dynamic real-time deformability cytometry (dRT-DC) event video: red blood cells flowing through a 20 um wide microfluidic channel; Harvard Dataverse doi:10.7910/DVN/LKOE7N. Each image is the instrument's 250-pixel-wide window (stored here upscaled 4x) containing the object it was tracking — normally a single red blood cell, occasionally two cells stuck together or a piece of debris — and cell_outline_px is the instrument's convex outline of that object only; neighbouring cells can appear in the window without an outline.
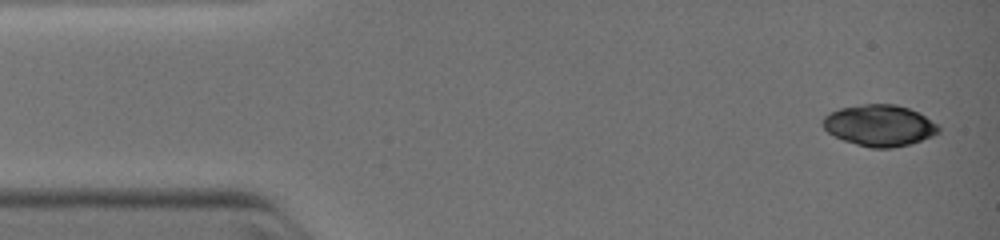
{"species": "common noctule bat (a hibernating species)", "species_latin": "Nyctalus noctula", "temperature_condition": "warm", "stored_images_in_passage": 22, "camera_frame_rate_fps": 3000, "um_per_image_px": 0.085, "animal": {"sex": "female", "body_mass_g": 19.0, "forearm_length_mm": 51.5}, "frame": {"image": 1, "passage_image": 1, "time_ms": 0.0, "image_size_px": [1000, 240], "cell_outline_px": [[940, 132], [932, 136], [908, 144], [892, 148], [872, 148], [856, 144], [844, 140], [828, 132], [820, 124], [824, 116], [840, 108], [864, 104], [896, 104], [920, 112], [940, 124]], "centroid_in_image_um": [74.79, 10.65], "position_along_channel_um": 10.2, "area_um2": 27.98}}
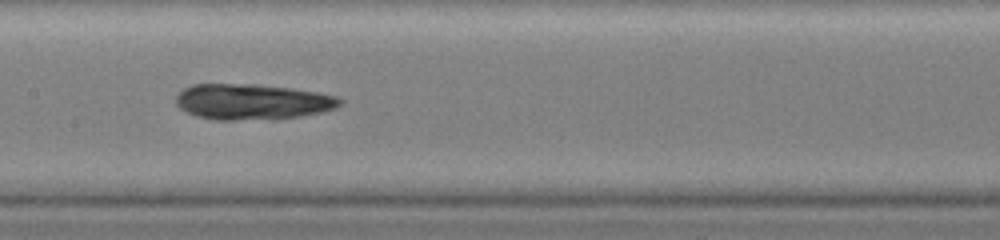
{"frame": {"image": 2, "passage_image": 11, "time_ms": 5.667, "image_size_px": [1000, 240], "cell_outline_px": [[344, 104], [336, 108], [324, 112], [300, 116], [236, 120], [216, 120], [196, 116], [180, 108], [176, 104], [176, 96], [184, 88], [192, 84], [256, 84], [292, 88], [340, 96], [344, 100]], "centroid_in_image_um": [21.49, 8.64], "position_along_channel_um": 185.9, "area_um2": 34.16}}
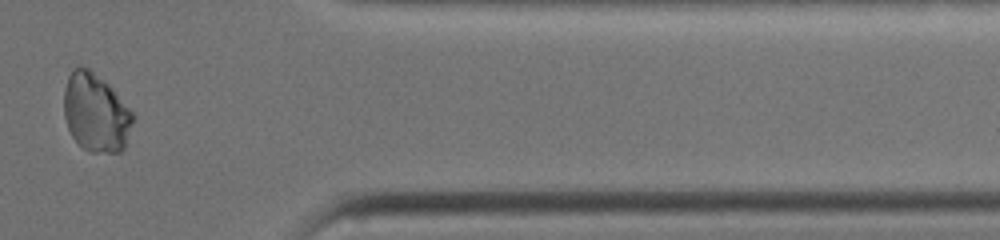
{"frame": {"image": 3, "passage_image": 19, "time_ms": 10.333, "image_size_px": [1000, 240], "cell_outline_px": [[136, 116], [124, 148], [120, 152], [92, 152], [84, 148], [72, 136], [68, 128], [64, 116], [64, 88], [68, 76], [76, 64], [80, 64], [88, 68], [108, 84], [112, 88]], "centroid_in_image_um": [8.14, 9.56], "position_along_channel_um": 403.3, "area_um2": 31.62}}